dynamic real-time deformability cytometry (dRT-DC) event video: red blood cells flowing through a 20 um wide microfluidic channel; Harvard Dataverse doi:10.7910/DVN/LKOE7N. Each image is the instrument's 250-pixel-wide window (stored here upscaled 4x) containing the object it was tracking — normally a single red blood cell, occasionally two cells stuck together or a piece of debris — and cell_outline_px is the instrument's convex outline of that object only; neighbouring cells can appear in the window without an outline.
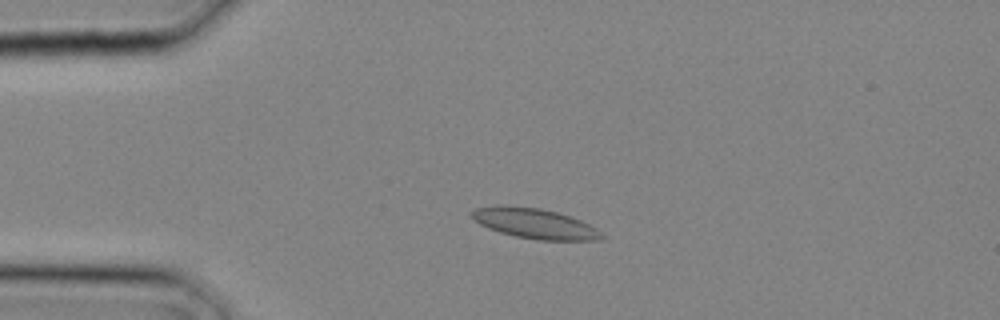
{"species": "common noctule bat (a hibernating species)", "species_latin": "Nyctalus noctula", "temperature_condition": "cold", "stored_images_in_passage": 18, "camera_frame_rate_fps": 3000, "um_per_image_px": 0.085, "animal": {"sex": "male", "body_mass_g": 20.4}, "frame": {"image": 1, "passage_image": 7, "time_ms": 2.0, "image_size_px": [1000, 320], "cell_outline_px": [[604, 236], [600, 240], [540, 240], [516, 236], [500, 232], [488, 228], [472, 220], [468, 212], [476, 208], [496, 204], [508, 204], [540, 208], [556, 212], [580, 220], [596, 228]], "centroid_in_image_um": [45.36, 18.97], "position_along_channel_um": 39.6, "area_um2": 23.06}}
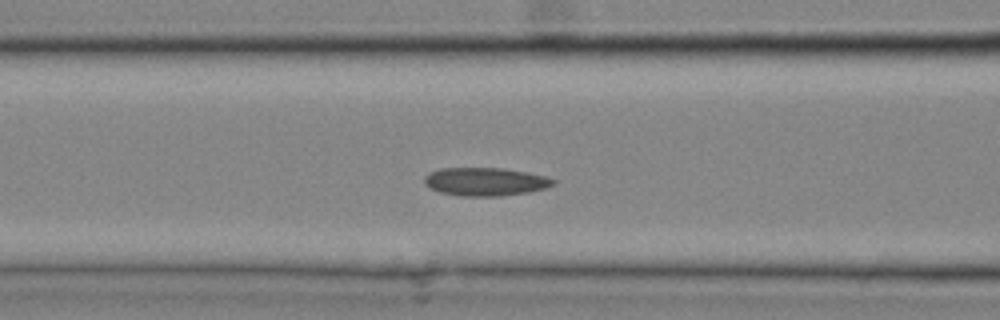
{"frame": {"image": 2, "passage_image": 12, "time_ms": 3.667, "image_size_px": [1000, 320], "cell_outline_px": [[556, 184], [544, 188], [528, 192], [500, 196], [460, 196], [440, 192], [424, 184], [424, 176], [440, 168], [504, 168], [528, 172], [544, 176], [556, 180]], "centroid_in_image_um": [41.26, 15.44], "position_along_channel_um": 125.3, "area_um2": 21.15}}
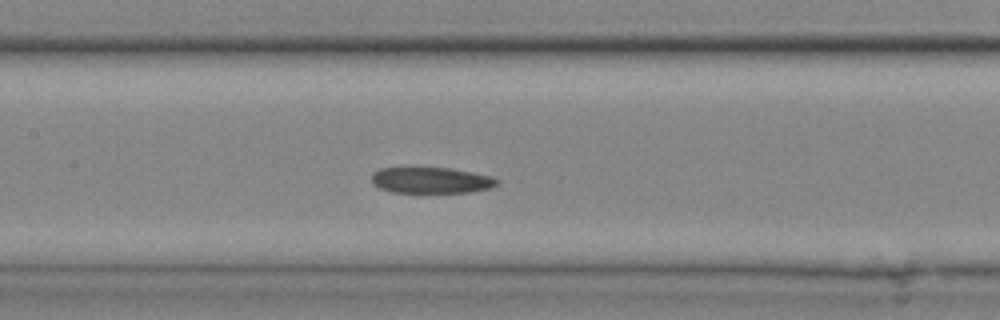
{"frame": {"image": 3, "passage_image": 14, "time_ms": 4.333, "image_size_px": [1000, 320], "cell_outline_px": [[500, 184], [492, 188], [468, 192], [392, 192], [380, 188], [372, 180], [372, 172], [380, 168], [404, 164], [412, 164], [452, 168], [492, 176], [500, 180]], "centroid_in_image_um": [36.62, 15.25], "position_along_channel_um": 170.8, "area_um2": 20.17}}